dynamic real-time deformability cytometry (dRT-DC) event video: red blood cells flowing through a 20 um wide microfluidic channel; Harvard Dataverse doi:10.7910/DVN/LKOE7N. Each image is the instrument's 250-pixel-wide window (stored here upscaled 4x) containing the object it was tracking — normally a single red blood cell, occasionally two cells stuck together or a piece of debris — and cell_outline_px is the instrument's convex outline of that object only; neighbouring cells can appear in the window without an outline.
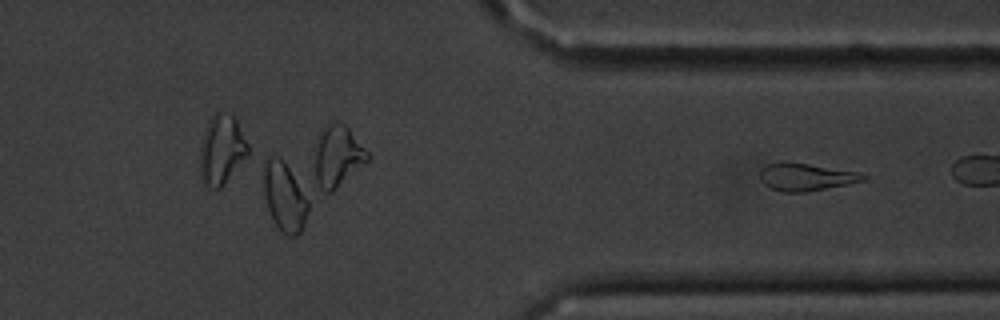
{"species": "common noctule bat (a hibernating species)", "species_latin": "Nyctalus noctula", "temperature_condition": "cold", "stored_images_in_passage": 30, "segment_of_instrument_passage": [2, 2], "camera_frame_rate_fps": 3000, "um_per_image_px": 0.085, "animal": {"sex": "male", "body_mass_g": 20.1, "forearm_length_mm": 53.5}, "frame": {"image": 1, "passage_image": 30, "time_ms": 9.667, "image_size_px": [1000, 320], "cell_outline_px": [[868, 176], [864, 180], [848, 184], [804, 192], [784, 192], [772, 188], [764, 184], [760, 180], [760, 168], [768, 164], [784, 160], [860, 172]], "centroid_in_image_um": [68.48, 15.02], "position_along_channel_um": 342.9, "area_um2": 16.65}}